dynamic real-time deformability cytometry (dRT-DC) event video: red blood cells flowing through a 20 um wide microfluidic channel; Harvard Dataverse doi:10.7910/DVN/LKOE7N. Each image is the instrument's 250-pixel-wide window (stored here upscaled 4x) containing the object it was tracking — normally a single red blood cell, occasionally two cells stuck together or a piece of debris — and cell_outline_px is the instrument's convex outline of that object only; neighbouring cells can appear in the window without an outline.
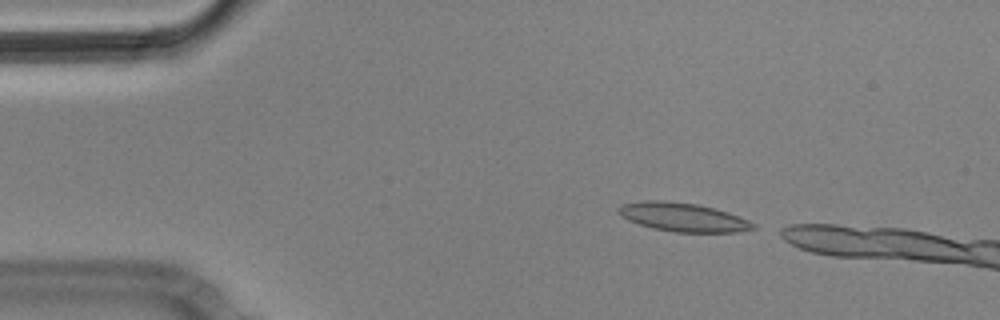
{"species": "Egyptian fruit bat (a non-hibernating species)", "species_latin": "Rousettus aegyptiacus", "temperature_condition": "cold", "stored_images_in_passage": 2, "camera_frame_rate_fps": 3000, "um_per_image_px": 0.085, "animal": {"sex": "male"}, "frame": {"image": 1, "passage_image": 1, "time_ms": 0.0, "image_size_px": [1000, 320], "cell_outline_px": [[756, 228], [736, 232], [676, 232], [652, 228], [628, 220], [620, 216], [616, 212], [616, 208], [624, 204], [644, 200], [664, 200], [696, 204], [716, 208], [728, 212], [748, 220], [756, 224]], "centroid_in_image_um": [58.03, 18.45], "position_along_channel_um": 27.0, "area_um2": 22.6}}